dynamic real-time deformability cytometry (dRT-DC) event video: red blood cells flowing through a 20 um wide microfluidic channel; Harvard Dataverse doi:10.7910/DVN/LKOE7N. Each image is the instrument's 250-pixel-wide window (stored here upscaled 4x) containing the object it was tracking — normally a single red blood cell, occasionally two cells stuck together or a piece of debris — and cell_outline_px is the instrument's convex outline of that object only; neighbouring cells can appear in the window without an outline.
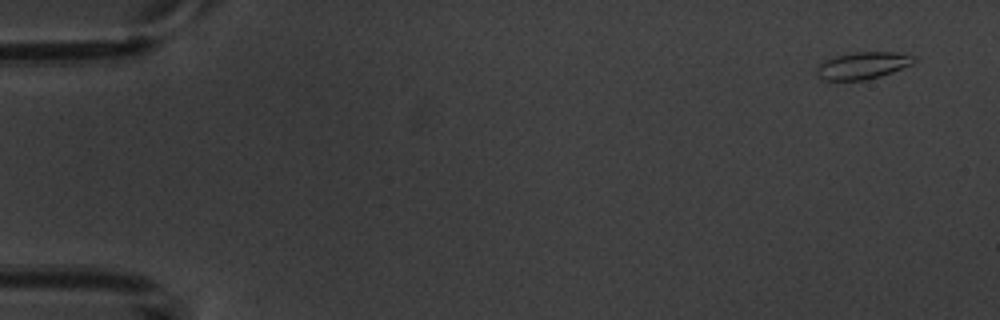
{"species": "common noctule bat (a hibernating species)", "species_latin": "Nyctalus noctula", "temperature_condition": "warm", "stored_images_in_passage": 5, "camera_frame_rate_fps": 3000, "um_per_image_px": 0.085, "animal": {"sex": "male", "body_mass_g": 20.1, "forearm_length_mm": 53.5}, "frame": {"image": 1, "passage_image": 1, "time_ms": 0.0, "image_size_px": [1000, 320], "cell_outline_px": [[916, 60], [912, 64], [892, 72], [880, 76], [864, 80], [820, 80], [816, 72], [816, 68], [824, 60], [836, 56], [856, 52], [896, 52], [916, 56]], "centroid_in_image_um": [73.33, 5.57], "position_along_channel_um": 11.7, "area_um2": 15.32}}
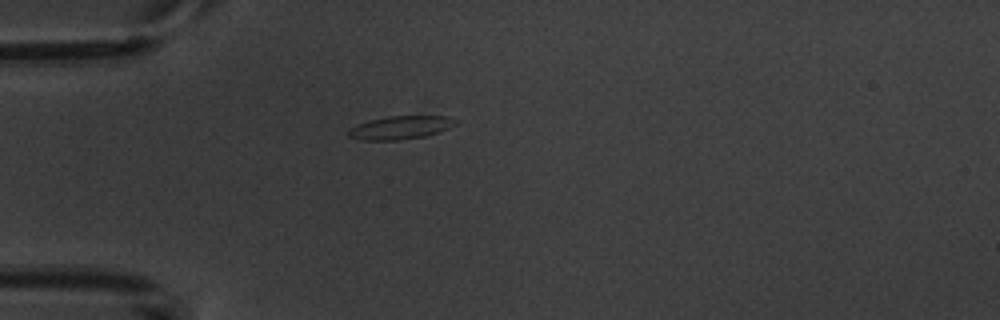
{"frame": {"image": 2, "passage_image": 4, "time_ms": 4.333, "image_size_px": [1000, 320], "cell_outline_px": [[456, 124], [448, 128], [424, 136], [400, 140], [364, 140], [348, 136], [348, 128], [372, 120], [388, 116], [448, 116], [456, 120]], "centroid_in_image_um": [34.03, 10.84], "position_along_channel_um": 51.0, "area_um2": 14.22}}